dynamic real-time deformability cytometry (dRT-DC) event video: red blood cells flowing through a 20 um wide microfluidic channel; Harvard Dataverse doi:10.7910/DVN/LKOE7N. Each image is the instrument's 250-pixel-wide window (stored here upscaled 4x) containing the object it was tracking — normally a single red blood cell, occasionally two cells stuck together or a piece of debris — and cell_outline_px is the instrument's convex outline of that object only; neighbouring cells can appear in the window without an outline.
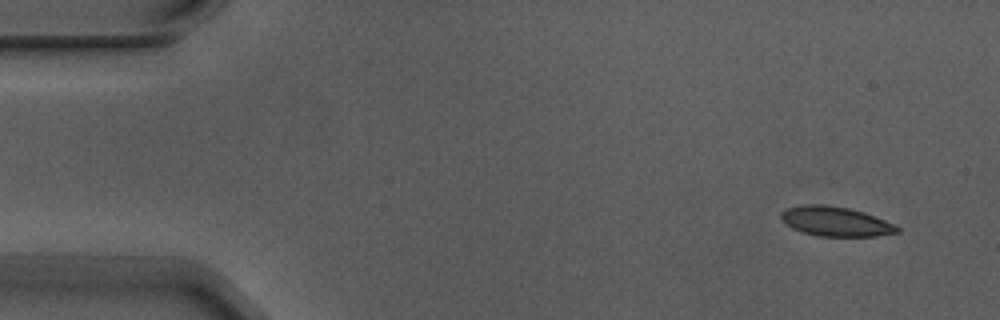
{"species": "Egyptian fruit bat (a non-hibernating species)", "species_latin": "Rousettus aegyptiacus", "temperature_condition": "warm", "stored_images_in_passage": 4, "camera_frame_rate_fps": 3000, "um_per_image_px": 0.085, "animal": {"sex": "male"}, "frame": {"image": 1, "passage_image": 1, "time_ms": 0.0, "image_size_px": [1000, 320], "cell_outline_px": [[900, 232], [876, 236], [820, 236], [804, 232], [792, 228], [780, 216], [780, 212], [788, 208], [804, 204], [824, 204], [848, 208], [864, 212], [884, 220], [900, 228]], "centroid_in_image_um": [71.03, 18.82], "position_along_channel_um": 14.0, "area_um2": 19.77}}
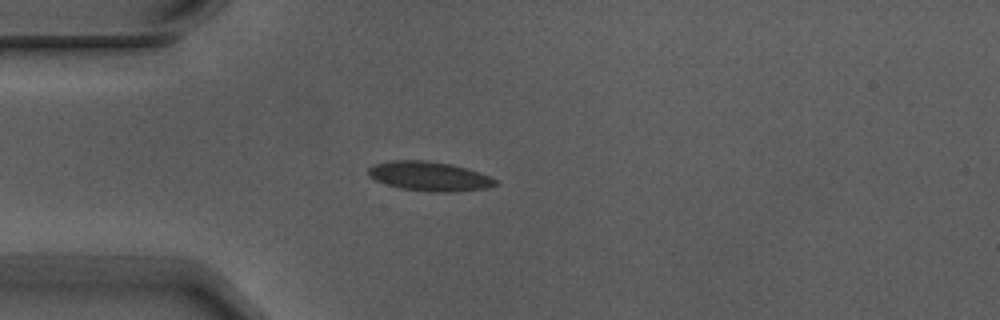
{"frame": {"image": 2, "passage_image": 4, "time_ms": 1.0, "image_size_px": [1000, 320], "cell_outline_px": [[500, 184], [488, 188], [448, 192], [432, 192], [400, 188], [376, 180], [368, 176], [368, 168], [376, 164], [392, 160], [424, 160], [452, 164], [468, 168], [480, 172], [496, 180]], "centroid_in_image_um": [36.53, 14.98], "position_along_channel_um": 48.5, "area_um2": 21.73}}